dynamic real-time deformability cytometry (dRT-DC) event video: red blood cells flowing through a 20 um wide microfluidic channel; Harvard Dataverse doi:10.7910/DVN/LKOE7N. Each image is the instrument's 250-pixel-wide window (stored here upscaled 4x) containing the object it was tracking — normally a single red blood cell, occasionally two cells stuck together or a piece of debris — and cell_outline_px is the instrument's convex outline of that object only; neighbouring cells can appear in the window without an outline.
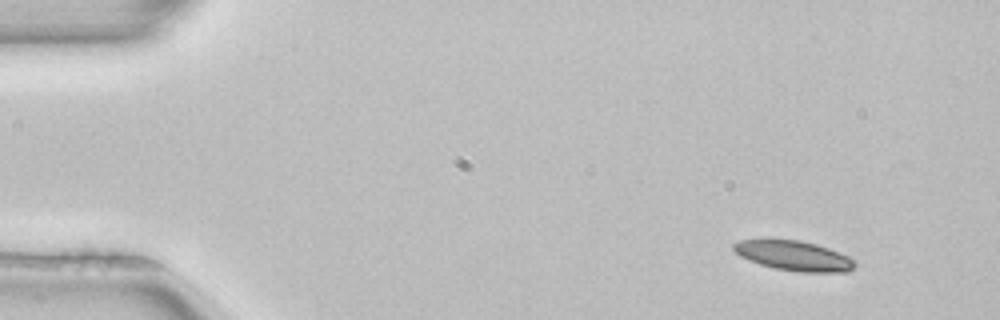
{"species": "common noctule bat (a hibernating species)", "species_latin": "Nyctalus noctula", "temperature_condition": "room temperature", "stored_images_in_passage": 4, "segment_of_instrument_passage": [2, 2], "camera_frame_rate_fps": 3000, "um_per_image_px": 0.085, "animal": {"sex": "female", "body_mass_g": 22.7, "forearm_length_mm": 54.2}, "frame": {"image": 1, "passage_image": 4, "time_ms": 1.0, "image_size_px": [1000, 320], "cell_outline_px": [[856, 264], [848, 272], [800, 272], [776, 268], [760, 264], [748, 260], [740, 256], [732, 248], [732, 244], [740, 240], [768, 236], [800, 240], [816, 244], [828, 248], [848, 256]], "centroid_in_image_um": [67.38, 21.68], "position_along_channel_um": 17.6, "area_um2": 21.68}}